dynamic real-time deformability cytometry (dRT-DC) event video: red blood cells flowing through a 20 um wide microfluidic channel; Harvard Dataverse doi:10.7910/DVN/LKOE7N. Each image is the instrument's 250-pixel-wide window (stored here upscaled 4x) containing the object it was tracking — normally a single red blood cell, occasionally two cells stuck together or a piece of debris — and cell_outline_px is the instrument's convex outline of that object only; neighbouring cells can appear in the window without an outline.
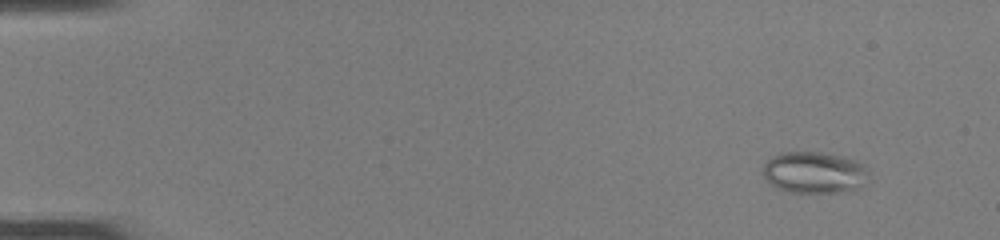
{"species": "common noctule bat (a hibernating species)", "species_latin": "Nyctalus noctula", "temperature_condition": "room temperature", "stored_images_in_passage": 50, "camera_frame_rate_fps": 3000, "um_per_image_px": 0.085, "animal": {"sex": "female", "body_mass_g": 22.0, "forearm_length_mm": 56.7}, "frame": {"image": 1, "passage_image": 5, "time_ms": 1.333, "image_size_px": [1000, 240], "cell_outline_px": [[868, 168], [860, 184], [856, 188], [840, 192], [792, 192], [776, 188], [760, 172], [764, 164], [772, 156], [780, 152], [820, 152], [844, 156], [856, 160], [864, 164]], "centroid_in_image_um": [69.14, 14.63], "position_along_channel_um": 15.9, "area_um2": 25.37}}
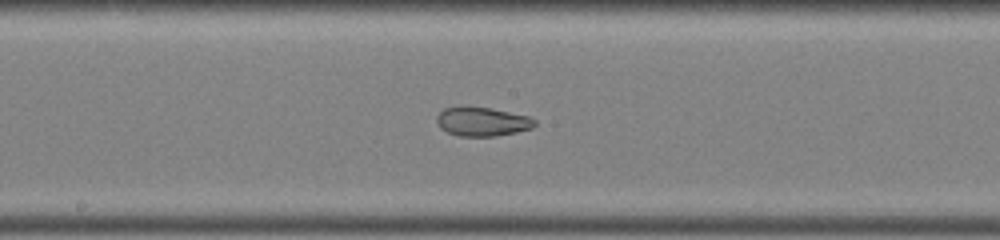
{"frame": {"image": 2, "passage_image": 28, "time_ms": 9.0, "image_size_px": [1000, 240], "cell_outline_px": [[536, 124], [532, 128], [516, 132], [496, 136], [460, 136], [448, 132], [440, 128], [436, 120], [436, 116], [444, 108], [460, 104], [488, 108], [528, 116], [536, 120]], "centroid_in_image_um": [40.94, 10.31], "position_along_channel_um": 207.3, "area_um2": 16.76}}
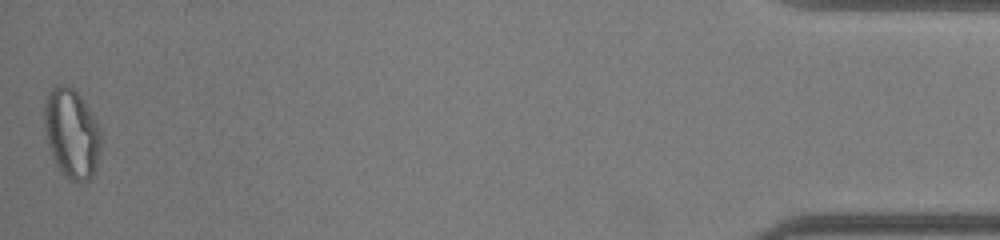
{"frame": {"image": 3, "passage_image": 50, "time_ms": 16.333, "image_size_px": [1000, 240], "cell_outline_px": [[100, 148], [96, 164], [92, 176], [88, 180], [72, 180], [64, 176], [56, 164], [52, 156], [48, 144], [44, 128], [44, 104], [48, 92], [52, 84], [68, 84], [80, 96], [88, 108], [100, 132]], "centroid_in_image_um": [6.04, 11.29], "position_along_channel_um": 429.2, "area_um2": 29.19}, "authors_computed_cell_mechanics": {"area_um2": 23.4668, "velocity_mm_per_s": 4.1335, "shape_relaxation_time_tau1_ms": null, "shape_relaxation_time_tau2_ms": 0.963, "deformation_change_tau1": null, "deformation_change_tau2": 0.0684}}